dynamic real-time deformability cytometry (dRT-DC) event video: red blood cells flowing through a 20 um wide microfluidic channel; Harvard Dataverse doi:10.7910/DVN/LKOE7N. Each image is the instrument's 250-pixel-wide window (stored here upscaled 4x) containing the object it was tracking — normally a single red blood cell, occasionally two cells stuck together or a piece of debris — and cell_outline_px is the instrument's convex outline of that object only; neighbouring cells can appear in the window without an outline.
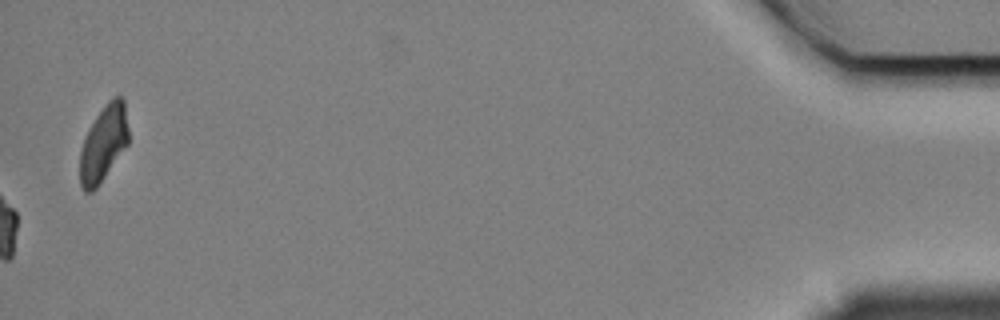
{"species": "Egyptian fruit bat (a non-hibernating species)", "species_latin": "Rousettus aegyptiacus", "temperature_condition": "cold", "stored_images_in_passage": 45, "camera_frame_rate_fps": 3000, "um_per_image_px": 0.085, "animal": {"sex": "female"}, "frame": {"image": 1, "passage_image": 45, "time_ms": 14.667, "image_size_px": [1000, 320], "cell_outline_px": [[128, 144], [96, 188], [92, 192], [84, 192], [80, 184], [80, 152], [84, 136], [88, 128], [104, 104], [112, 96], [120, 96], [124, 100], [128, 128]], "centroid_in_image_um": [8.79, 12.17], "position_along_channel_um": 426.4, "area_um2": 21.56}, "authors_computed_cell_mechanics": {"area_um2": 21.5594, "velocity_mm_per_s": 3.3142, "shape_relaxation_time_tau1_ms": 4.4559, "shape_relaxation_time_tau2_ms": 10.2081, "deformation_change_tau1": 0.1264, "deformation_change_tau2": 0.16}}